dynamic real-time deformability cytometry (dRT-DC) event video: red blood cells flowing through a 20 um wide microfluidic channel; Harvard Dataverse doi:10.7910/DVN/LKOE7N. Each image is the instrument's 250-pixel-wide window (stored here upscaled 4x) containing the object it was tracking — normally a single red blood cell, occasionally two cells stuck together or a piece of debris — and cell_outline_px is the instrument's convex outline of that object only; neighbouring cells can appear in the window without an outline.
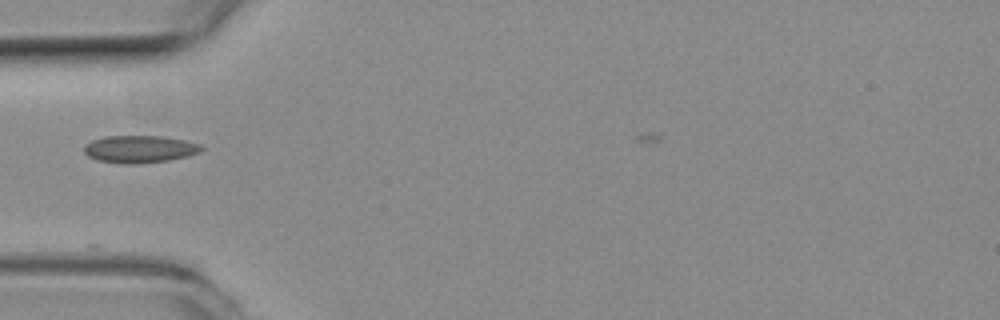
{"species": "common noctule bat (a hibernating species)", "species_latin": "Nyctalus noctula", "temperature_condition": "room temperature", "stored_images_in_passage": 7, "camera_frame_rate_fps": 3000, "um_per_image_px": 0.085, "animal": {"sex": "female", "body_mass_g": 19.3, "forearm_length_mm": 54.1}, "frame": {"image": 1, "passage_image": 2, "time_ms": 0.333, "image_size_px": [1000, 320], "cell_outline_px": [[204, 148], [200, 152], [188, 156], [168, 160], [136, 164], [124, 164], [100, 160], [88, 156], [84, 152], [84, 144], [92, 140], [104, 136], [160, 136], [184, 140], [200, 144]], "centroid_in_image_um": [11.87, 12.67], "position_along_channel_um": 73.1, "area_um2": 18.67}}
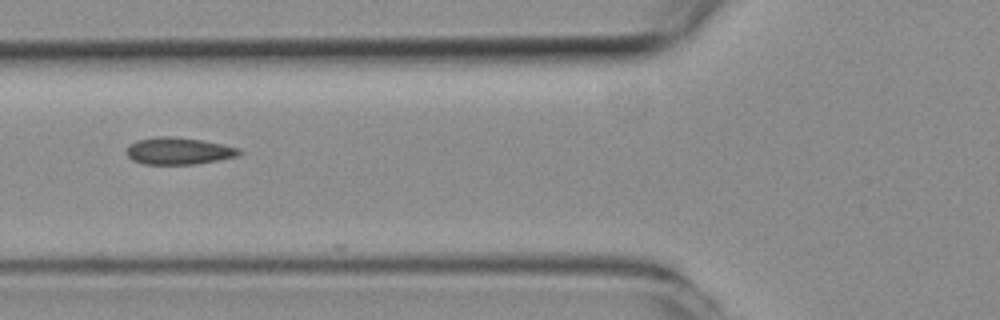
{"frame": {"image": 2, "passage_image": 5, "time_ms": 1.333, "image_size_px": [1000, 320], "cell_outline_px": [[244, 152], [240, 156], [220, 160], [196, 164], [144, 164], [132, 160], [124, 152], [128, 144], [136, 140], [160, 136], [172, 136], [204, 140], [224, 144], [240, 148]], "centroid_in_image_um": [15.21, 12.83], "position_along_channel_um": 110.6, "area_um2": 18.21}}